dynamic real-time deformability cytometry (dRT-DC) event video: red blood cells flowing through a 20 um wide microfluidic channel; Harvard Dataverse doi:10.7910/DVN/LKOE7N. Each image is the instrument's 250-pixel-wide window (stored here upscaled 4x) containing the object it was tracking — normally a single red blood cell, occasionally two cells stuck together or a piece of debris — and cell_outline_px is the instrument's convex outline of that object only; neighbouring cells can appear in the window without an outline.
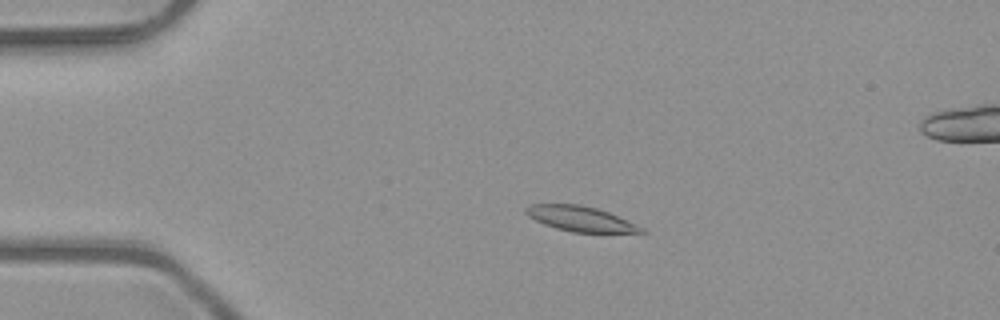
{"species": "common noctule bat (a hibernating species)", "species_latin": "Nyctalus noctula", "temperature_condition": "room temperature", "stored_images_in_passage": 6, "camera_frame_rate_fps": 3000, "um_per_image_px": 0.085, "animal": {"sex": "male", "body_mass_g": 23.1, "forearm_length_mm": 52.7}, "frame": {"image": 1, "passage_image": 4, "time_ms": 1.0, "image_size_px": [1000, 320], "cell_outline_px": [[648, 232], [572, 232], [556, 228], [544, 224], [528, 216], [524, 212], [524, 208], [532, 204], [580, 204], [596, 208], [608, 212], [636, 224], [644, 228]], "centroid_in_image_um": [49.31, 18.59], "position_along_channel_um": 35.7, "area_um2": 16.7}}